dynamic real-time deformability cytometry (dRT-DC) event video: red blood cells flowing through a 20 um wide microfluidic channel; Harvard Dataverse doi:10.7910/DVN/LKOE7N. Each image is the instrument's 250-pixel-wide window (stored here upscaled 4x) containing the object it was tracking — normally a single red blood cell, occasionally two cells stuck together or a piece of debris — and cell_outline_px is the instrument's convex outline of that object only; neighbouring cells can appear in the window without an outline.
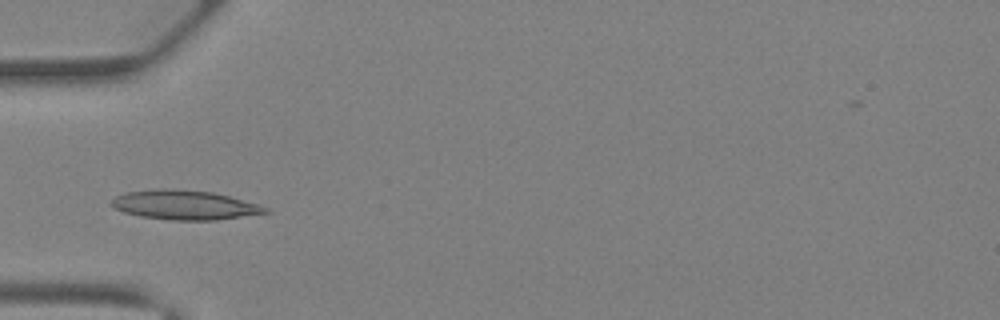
{"species": "Egyptian fruit bat (a non-hibernating species)", "species_latin": "Rousettus aegyptiacus", "temperature_condition": "warm", "stored_images_in_passage": 37, "camera_frame_rate_fps": 3000, "um_per_image_px": 0.085, "animal": {"sex": "female"}, "frame": {"image": 1, "passage_image": 11, "time_ms": 3.333, "image_size_px": [1000, 320], "cell_outline_px": [[272, 212], [216, 220], [172, 220], [140, 216], [124, 212], [108, 204], [116, 196], [124, 192], [160, 188], [168, 188], [212, 192], [260, 204], [268, 208]], "centroid_in_image_um": [15.69, 17.42], "position_along_channel_um": 69.3, "area_um2": 26.41}}
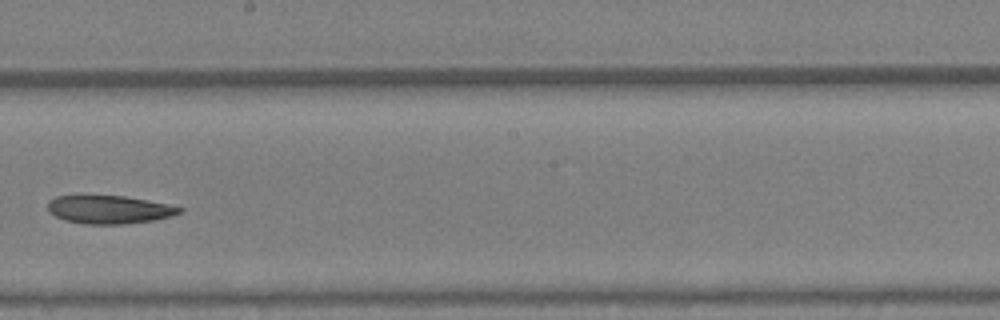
{"frame": {"image": 2, "passage_image": 21, "time_ms": 6.667, "image_size_px": [1000, 320], "cell_outline_px": [[184, 208], [180, 212], [172, 216], [156, 220], [124, 224], [84, 224], [64, 220], [48, 212], [48, 200], [56, 196], [124, 196], [148, 200], [168, 204]], "centroid_in_image_um": [9.28, 17.82], "position_along_channel_um": 238.9, "area_um2": 21.68}}
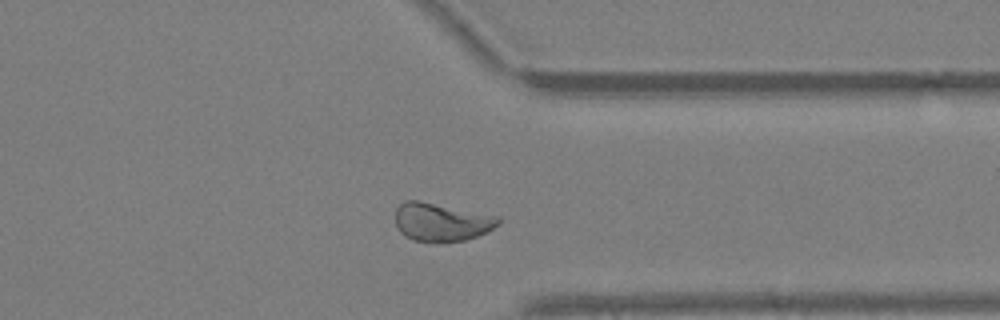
{"frame": {"image": 3, "passage_image": 29, "time_ms": 9.333, "image_size_px": [1000, 320], "cell_outline_px": [[500, 220], [488, 232], [464, 240], [412, 240], [404, 236], [396, 228], [396, 208], [404, 200], [416, 200], [500, 216]], "centroid_in_image_um": [37.49, 18.85], "position_along_channel_um": 373.9, "area_um2": 22.48}}